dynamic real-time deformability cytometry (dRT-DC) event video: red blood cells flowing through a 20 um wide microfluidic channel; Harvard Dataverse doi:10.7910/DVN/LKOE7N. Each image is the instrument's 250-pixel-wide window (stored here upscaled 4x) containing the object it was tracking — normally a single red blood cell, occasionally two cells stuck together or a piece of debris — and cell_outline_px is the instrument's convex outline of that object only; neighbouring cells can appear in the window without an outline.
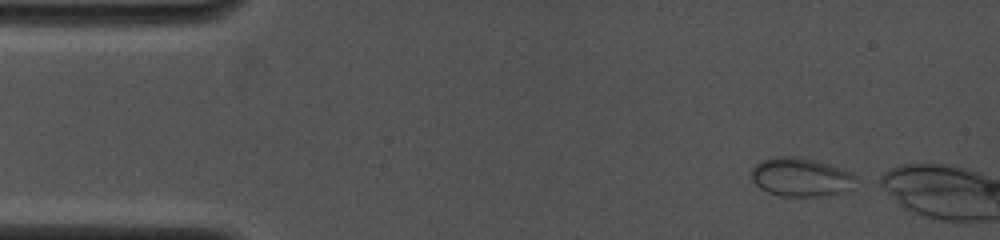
{"species": "common noctule bat (a hibernating species)", "species_latin": "Nyctalus noctula", "temperature_condition": "cold", "stored_images_in_passage": 15, "segment_of_instrument_passage": [1, 2], "camera_frame_rate_fps": 4000, "um_per_image_px": 0.085, "animal": {"sex": "female", "body_mass_g": 19.0, "forearm_length_mm": 53.3}, "frame": {"image": 1, "passage_image": 1, "time_ms": 0.0, "image_size_px": [1000, 240], "cell_outline_px": [[856, 176], [848, 192], [820, 196], [780, 196], [768, 192], [760, 188], [752, 180], [752, 168], [760, 160], [776, 156], [800, 156], [828, 164], [840, 168]], "centroid_in_image_um": [68.04, 15.05], "position_along_channel_um": 17.0, "area_um2": 23.52}}
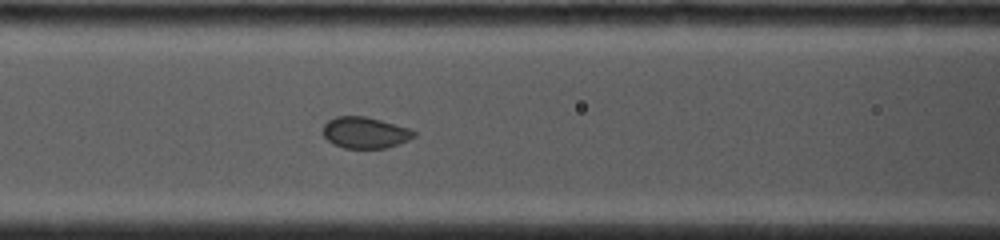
{"frame": {"image": 2, "passage_image": 9, "time_ms": 5.0, "image_size_px": [1000, 240], "cell_outline_px": [[416, 136], [408, 140], [384, 148], [344, 148], [332, 144], [324, 136], [324, 124], [328, 120], [336, 116], [364, 116], [380, 120], [408, 128], [416, 132]], "centroid_in_image_um": [31.01, 11.27], "position_along_channel_um": 135.6, "area_um2": 16.42}}
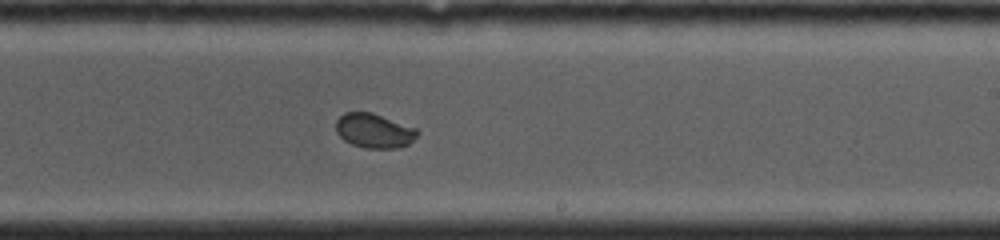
{"frame": {"image": 3, "passage_image": 14, "time_ms": 8.0, "image_size_px": [1000, 240], "cell_outline_px": [[420, 132], [408, 144], [400, 148], [364, 148], [352, 144], [344, 140], [336, 132], [336, 120], [344, 112], [372, 112], [416, 128]], "centroid_in_image_um": [31.79, 11.11], "position_along_channel_um": 257.2, "area_um2": 16.36}}